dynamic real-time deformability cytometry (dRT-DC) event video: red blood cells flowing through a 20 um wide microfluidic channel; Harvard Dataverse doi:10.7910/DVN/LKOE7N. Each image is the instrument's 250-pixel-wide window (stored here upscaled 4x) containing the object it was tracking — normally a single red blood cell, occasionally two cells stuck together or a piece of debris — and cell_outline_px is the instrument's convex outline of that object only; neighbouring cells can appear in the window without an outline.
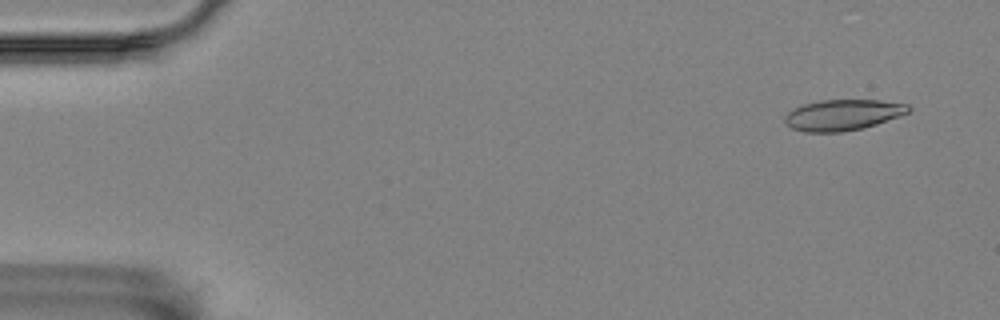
{"species": "Egyptian fruit bat (a non-hibernating species)", "species_latin": "Rousettus aegyptiacus", "temperature_condition": "room temperature", "stored_images_in_passage": 5, "camera_frame_rate_fps": 3000, "um_per_image_px": 0.085, "animal": {"sex": "female"}, "frame": {"image": 1, "passage_image": 2, "time_ms": 0.333, "image_size_px": [1000, 320], "cell_outline_px": [[912, 108], [908, 112], [876, 124], [864, 128], [844, 132], [804, 132], [792, 128], [784, 120], [784, 116], [788, 112], [804, 104], [820, 100], [880, 100], [908, 104]], "centroid_in_image_um": [71.64, 9.77], "position_along_channel_um": 13.4, "area_um2": 22.14}}
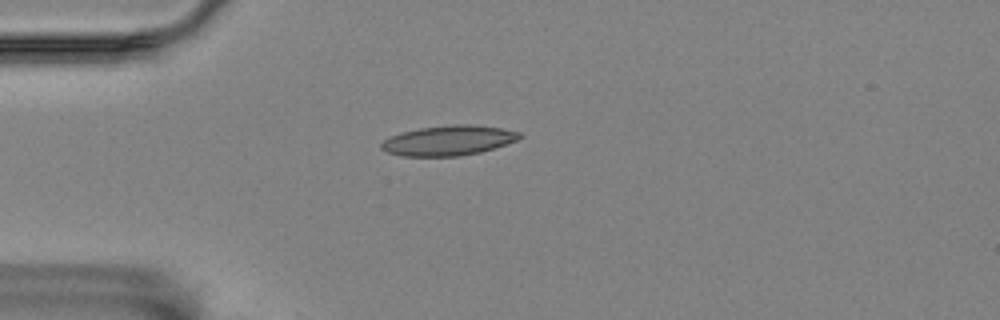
{"frame": {"image": 2, "passage_image": 5, "time_ms": 1.333, "image_size_px": [1000, 320], "cell_outline_px": [[524, 136], [516, 140], [480, 152], [460, 156], [400, 156], [388, 152], [380, 148], [380, 144], [384, 140], [400, 132], [420, 128], [452, 124], [472, 124], [500, 128], [520, 132]], "centroid_in_image_um": [38.1, 11.93], "position_along_channel_um": 46.9, "area_um2": 24.04}}